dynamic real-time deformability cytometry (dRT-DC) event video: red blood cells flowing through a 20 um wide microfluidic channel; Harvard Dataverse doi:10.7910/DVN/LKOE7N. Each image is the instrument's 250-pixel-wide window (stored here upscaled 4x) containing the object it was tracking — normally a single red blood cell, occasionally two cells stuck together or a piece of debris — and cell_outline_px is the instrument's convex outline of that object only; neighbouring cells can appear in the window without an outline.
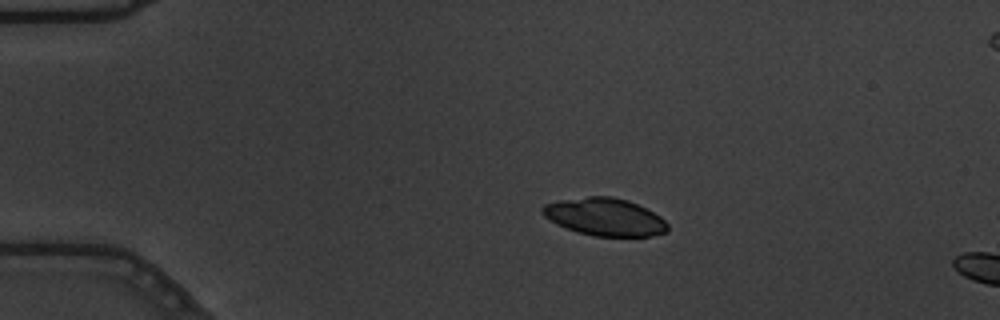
{"species": "common noctule bat (a hibernating species)", "species_latin": "Nyctalus noctula", "temperature_condition": "warm", "stored_images_in_passage": 16, "camera_frame_rate_fps": 3000, "um_per_image_px": 0.085, "animal": {"sex": "male", "body_mass_g": 19.5, "forearm_length_mm": 54.6}, "frame": {"image": 1, "passage_image": 12, "time_ms": 3.667, "image_size_px": [1000, 320], "cell_outline_px": [[668, 232], [648, 236], [592, 236], [556, 224], [544, 216], [540, 212], [540, 208], [544, 204], [560, 200], [588, 196], [612, 196], [628, 200], [660, 216], [668, 224]], "centroid_in_image_um": [51.39, 18.43], "position_along_channel_um": 33.6, "area_um2": 27.34}}